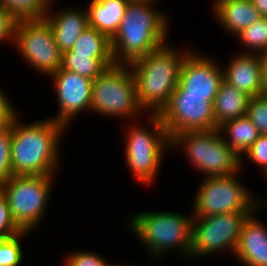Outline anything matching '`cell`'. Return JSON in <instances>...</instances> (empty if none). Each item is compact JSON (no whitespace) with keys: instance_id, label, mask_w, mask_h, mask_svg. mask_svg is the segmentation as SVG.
<instances>
[{"instance_id":"38","label":"cell","mask_w":267,"mask_h":266,"mask_svg":"<svg viewBox=\"0 0 267 266\" xmlns=\"http://www.w3.org/2000/svg\"><path fill=\"white\" fill-rule=\"evenodd\" d=\"M264 205H265V206H267V199H266V200H264Z\"/></svg>"},{"instance_id":"34","label":"cell","mask_w":267,"mask_h":266,"mask_svg":"<svg viewBox=\"0 0 267 266\" xmlns=\"http://www.w3.org/2000/svg\"><path fill=\"white\" fill-rule=\"evenodd\" d=\"M261 59V94L267 96V52L260 54Z\"/></svg>"},{"instance_id":"36","label":"cell","mask_w":267,"mask_h":266,"mask_svg":"<svg viewBox=\"0 0 267 266\" xmlns=\"http://www.w3.org/2000/svg\"><path fill=\"white\" fill-rule=\"evenodd\" d=\"M132 1H140V2H149V3H153L155 0H132Z\"/></svg>"},{"instance_id":"31","label":"cell","mask_w":267,"mask_h":266,"mask_svg":"<svg viewBox=\"0 0 267 266\" xmlns=\"http://www.w3.org/2000/svg\"><path fill=\"white\" fill-rule=\"evenodd\" d=\"M252 163L261 167L265 177L267 176V135H260L258 139L244 153Z\"/></svg>"},{"instance_id":"17","label":"cell","mask_w":267,"mask_h":266,"mask_svg":"<svg viewBox=\"0 0 267 266\" xmlns=\"http://www.w3.org/2000/svg\"><path fill=\"white\" fill-rule=\"evenodd\" d=\"M49 9L50 11L46 13L44 19L53 30L55 42L59 50L62 53L71 50L75 41L89 26L87 9L83 12L81 10L63 8L59 12L52 13L51 8Z\"/></svg>"},{"instance_id":"19","label":"cell","mask_w":267,"mask_h":266,"mask_svg":"<svg viewBox=\"0 0 267 266\" xmlns=\"http://www.w3.org/2000/svg\"><path fill=\"white\" fill-rule=\"evenodd\" d=\"M130 0H91L88 12L89 27L110 39L116 34Z\"/></svg>"},{"instance_id":"32","label":"cell","mask_w":267,"mask_h":266,"mask_svg":"<svg viewBox=\"0 0 267 266\" xmlns=\"http://www.w3.org/2000/svg\"><path fill=\"white\" fill-rule=\"evenodd\" d=\"M16 21L11 13L0 4V43L4 39H10L13 43Z\"/></svg>"},{"instance_id":"12","label":"cell","mask_w":267,"mask_h":266,"mask_svg":"<svg viewBox=\"0 0 267 266\" xmlns=\"http://www.w3.org/2000/svg\"><path fill=\"white\" fill-rule=\"evenodd\" d=\"M214 100L207 96L171 95L157 115L170 139L184 131L216 129Z\"/></svg>"},{"instance_id":"23","label":"cell","mask_w":267,"mask_h":266,"mask_svg":"<svg viewBox=\"0 0 267 266\" xmlns=\"http://www.w3.org/2000/svg\"><path fill=\"white\" fill-rule=\"evenodd\" d=\"M76 54L90 57H113L111 39L98 30L87 27L73 44L71 50Z\"/></svg>"},{"instance_id":"5","label":"cell","mask_w":267,"mask_h":266,"mask_svg":"<svg viewBox=\"0 0 267 266\" xmlns=\"http://www.w3.org/2000/svg\"><path fill=\"white\" fill-rule=\"evenodd\" d=\"M173 149L184 148L191 164L207 177L227 176L241 168V157L225 142L219 129L189 130L170 139Z\"/></svg>"},{"instance_id":"14","label":"cell","mask_w":267,"mask_h":266,"mask_svg":"<svg viewBox=\"0 0 267 266\" xmlns=\"http://www.w3.org/2000/svg\"><path fill=\"white\" fill-rule=\"evenodd\" d=\"M51 76L56 86L59 107L57 116L51 119L67 128L77 114L79 116L83 110H90L93 80L62 67Z\"/></svg>"},{"instance_id":"29","label":"cell","mask_w":267,"mask_h":266,"mask_svg":"<svg viewBox=\"0 0 267 266\" xmlns=\"http://www.w3.org/2000/svg\"><path fill=\"white\" fill-rule=\"evenodd\" d=\"M22 231L13 220L6 198L0 190V240L13 237Z\"/></svg>"},{"instance_id":"3","label":"cell","mask_w":267,"mask_h":266,"mask_svg":"<svg viewBox=\"0 0 267 266\" xmlns=\"http://www.w3.org/2000/svg\"><path fill=\"white\" fill-rule=\"evenodd\" d=\"M187 53L181 54L165 43L129 64L143 112L149 110L150 114H158L168 103L178 85L181 64Z\"/></svg>"},{"instance_id":"4","label":"cell","mask_w":267,"mask_h":266,"mask_svg":"<svg viewBox=\"0 0 267 266\" xmlns=\"http://www.w3.org/2000/svg\"><path fill=\"white\" fill-rule=\"evenodd\" d=\"M192 220L193 216L189 217L186 214L147 211L134 214L128 224L155 259L170 249L181 250V255L188 258L191 248Z\"/></svg>"},{"instance_id":"30","label":"cell","mask_w":267,"mask_h":266,"mask_svg":"<svg viewBox=\"0 0 267 266\" xmlns=\"http://www.w3.org/2000/svg\"><path fill=\"white\" fill-rule=\"evenodd\" d=\"M64 259V266H108V262L99 254L89 251H73Z\"/></svg>"},{"instance_id":"2","label":"cell","mask_w":267,"mask_h":266,"mask_svg":"<svg viewBox=\"0 0 267 266\" xmlns=\"http://www.w3.org/2000/svg\"><path fill=\"white\" fill-rule=\"evenodd\" d=\"M165 15L152 3L130 0L118 31L111 38L114 62L129 65L167 43L169 25Z\"/></svg>"},{"instance_id":"37","label":"cell","mask_w":267,"mask_h":266,"mask_svg":"<svg viewBox=\"0 0 267 266\" xmlns=\"http://www.w3.org/2000/svg\"><path fill=\"white\" fill-rule=\"evenodd\" d=\"M108 266H123V265H115L114 263L111 265L110 263H109V265Z\"/></svg>"},{"instance_id":"1","label":"cell","mask_w":267,"mask_h":266,"mask_svg":"<svg viewBox=\"0 0 267 266\" xmlns=\"http://www.w3.org/2000/svg\"><path fill=\"white\" fill-rule=\"evenodd\" d=\"M17 118L18 115L11 123L13 175H54L60 158V138L66 127L51 118L29 124Z\"/></svg>"},{"instance_id":"8","label":"cell","mask_w":267,"mask_h":266,"mask_svg":"<svg viewBox=\"0 0 267 266\" xmlns=\"http://www.w3.org/2000/svg\"><path fill=\"white\" fill-rule=\"evenodd\" d=\"M150 126L133 124L126 134L127 164L136 180L142 184L152 183L160 169L163 152L170 148V138L157 114L149 115ZM155 177V178H154Z\"/></svg>"},{"instance_id":"7","label":"cell","mask_w":267,"mask_h":266,"mask_svg":"<svg viewBox=\"0 0 267 266\" xmlns=\"http://www.w3.org/2000/svg\"><path fill=\"white\" fill-rule=\"evenodd\" d=\"M53 178V175H13L0 184L11 216L23 231L37 229L44 218Z\"/></svg>"},{"instance_id":"22","label":"cell","mask_w":267,"mask_h":266,"mask_svg":"<svg viewBox=\"0 0 267 266\" xmlns=\"http://www.w3.org/2000/svg\"><path fill=\"white\" fill-rule=\"evenodd\" d=\"M115 64L113 57H90V55L76 54L74 51H65L62 56L63 69L93 81Z\"/></svg>"},{"instance_id":"27","label":"cell","mask_w":267,"mask_h":266,"mask_svg":"<svg viewBox=\"0 0 267 266\" xmlns=\"http://www.w3.org/2000/svg\"><path fill=\"white\" fill-rule=\"evenodd\" d=\"M246 116L257 127L262 135H267V96L256 95L248 102Z\"/></svg>"},{"instance_id":"26","label":"cell","mask_w":267,"mask_h":266,"mask_svg":"<svg viewBox=\"0 0 267 266\" xmlns=\"http://www.w3.org/2000/svg\"><path fill=\"white\" fill-rule=\"evenodd\" d=\"M31 231H22L19 234L0 240V266H20L23 260V250L20 240Z\"/></svg>"},{"instance_id":"6","label":"cell","mask_w":267,"mask_h":266,"mask_svg":"<svg viewBox=\"0 0 267 266\" xmlns=\"http://www.w3.org/2000/svg\"><path fill=\"white\" fill-rule=\"evenodd\" d=\"M90 111L104 116L132 118L143 111L137 99V88L129 65L107 68L92 84Z\"/></svg>"},{"instance_id":"24","label":"cell","mask_w":267,"mask_h":266,"mask_svg":"<svg viewBox=\"0 0 267 266\" xmlns=\"http://www.w3.org/2000/svg\"><path fill=\"white\" fill-rule=\"evenodd\" d=\"M55 0H0L16 20L44 18Z\"/></svg>"},{"instance_id":"35","label":"cell","mask_w":267,"mask_h":266,"mask_svg":"<svg viewBox=\"0 0 267 266\" xmlns=\"http://www.w3.org/2000/svg\"><path fill=\"white\" fill-rule=\"evenodd\" d=\"M254 7L260 12L262 17L267 18V0H251Z\"/></svg>"},{"instance_id":"28","label":"cell","mask_w":267,"mask_h":266,"mask_svg":"<svg viewBox=\"0 0 267 266\" xmlns=\"http://www.w3.org/2000/svg\"><path fill=\"white\" fill-rule=\"evenodd\" d=\"M12 124L0 130V184L13 176L11 167Z\"/></svg>"},{"instance_id":"33","label":"cell","mask_w":267,"mask_h":266,"mask_svg":"<svg viewBox=\"0 0 267 266\" xmlns=\"http://www.w3.org/2000/svg\"><path fill=\"white\" fill-rule=\"evenodd\" d=\"M17 116L16 108L8 100L7 95L0 89V130L11 125L12 120Z\"/></svg>"},{"instance_id":"15","label":"cell","mask_w":267,"mask_h":266,"mask_svg":"<svg viewBox=\"0 0 267 266\" xmlns=\"http://www.w3.org/2000/svg\"><path fill=\"white\" fill-rule=\"evenodd\" d=\"M256 212L245 221L234 252L245 266H267V228L256 218Z\"/></svg>"},{"instance_id":"11","label":"cell","mask_w":267,"mask_h":266,"mask_svg":"<svg viewBox=\"0 0 267 266\" xmlns=\"http://www.w3.org/2000/svg\"><path fill=\"white\" fill-rule=\"evenodd\" d=\"M250 214L231 212L193 217L189 258H204L226 248L234 254L242 227Z\"/></svg>"},{"instance_id":"18","label":"cell","mask_w":267,"mask_h":266,"mask_svg":"<svg viewBox=\"0 0 267 266\" xmlns=\"http://www.w3.org/2000/svg\"><path fill=\"white\" fill-rule=\"evenodd\" d=\"M214 3L212 9L217 22L234 36L262 18L251 0H215Z\"/></svg>"},{"instance_id":"9","label":"cell","mask_w":267,"mask_h":266,"mask_svg":"<svg viewBox=\"0 0 267 266\" xmlns=\"http://www.w3.org/2000/svg\"><path fill=\"white\" fill-rule=\"evenodd\" d=\"M237 176L238 173L203 178L193 198L191 216L205 217L231 212L253 213L263 209L261 206H264V200H261V203L257 201L258 199L254 201L251 191L241 183Z\"/></svg>"},{"instance_id":"20","label":"cell","mask_w":267,"mask_h":266,"mask_svg":"<svg viewBox=\"0 0 267 266\" xmlns=\"http://www.w3.org/2000/svg\"><path fill=\"white\" fill-rule=\"evenodd\" d=\"M250 98L223 80L213 103L216 128L228 120L245 116Z\"/></svg>"},{"instance_id":"16","label":"cell","mask_w":267,"mask_h":266,"mask_svg":"<svg viewBox=\"0 0 267 266\" xmlns=\"http://www.w3.org/2000/svg\"><path fill=\"white\" fill-rule=\"evenodd\" d=\"M240 54V55H239ZM222 69L223 80L249 97L261 94V59L258 54L239 53ZM237 56V57H236Z\"/></svg>"},{"instance_id":"21","label":"cell","mask_w":267,"mask_h":266,"mask_svg":"<svg viewBox=\"0 0 267 266\" xmlns=\"http://www.w3.org/2000/svg\"><path fill=\"white\" fill-rule=\"evenodd\" d=\"M218 129L221 134H227V137L223 135V138L225 142L241 157L242 167V161L244 159L241 154H244L261 135L257 127L245 115L224 122Z\"/></svg>"},{"instance_id":"25","label":"cell","mask_w":267,"mask_h":266,"mask_svg":"<svg viewBox=\"0 0 267 266\" xmlns=\"http://www.w3.org/2000/svg\"><path fill=\"white\" fill-rule=\"evenodd\" d=\"M236 36L239 38L240 43L244 44L250 54H263L267 52V18L262 17L254 22L251 26L243 29Z\"/></svg>"},{"instance_id":"10","label":"cell","mask_w":267,"mask_h":266,"mask_svg":"<svg viewBox=\"0 0 267 266\" xmlns=\"http://www.w3.org/2000/svg\"><path fill=\"white\" fill-rule=\"evenodd\" d=\"M13 43L25 62L38 72L51 75L62 67L63 53L44 18L17 20Z\"/></svg>"},{"instance_id":"13","label":"cell","mask_w":267,"mask_h":266,"mask_svg":"<svg viewBox=\"0 0 267 266\" xmlns=\"http://www.w3.org/2000/svg\"><path fill=\"white\" fill-rule=\"evenodd\" d=\"M222 66L212 57L188 52L181 64L179 81L171 95L207 96L215 99L223 81Z\"/></svg>"}]
</instances>
